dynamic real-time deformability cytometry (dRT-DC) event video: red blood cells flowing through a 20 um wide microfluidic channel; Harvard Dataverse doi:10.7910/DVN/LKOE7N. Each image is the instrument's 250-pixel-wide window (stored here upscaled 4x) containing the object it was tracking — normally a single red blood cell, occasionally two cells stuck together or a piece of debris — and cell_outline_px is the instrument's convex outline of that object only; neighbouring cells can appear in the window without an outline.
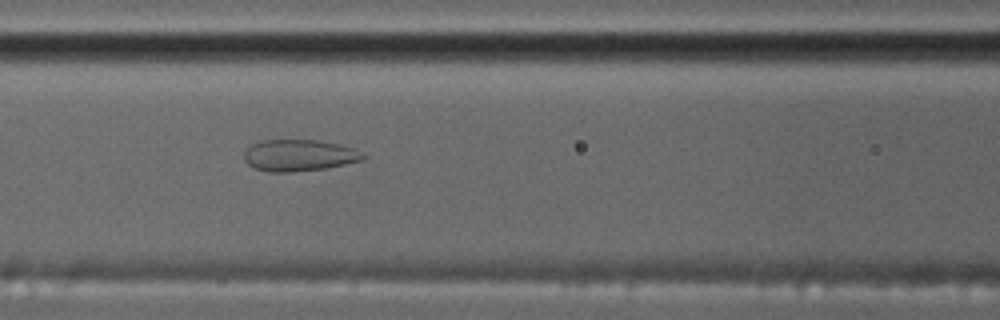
{"species": "common noctule bat (a hibernating species)", "species_latin": "Nyctalus noctula", "temperature_condition": "cold", "stored_images_in_passage": 6, "camera_frame_rate_fps": 3000, "um_per_image_px": 0.085, "animal": {"sex": "male", "body_mass_g": 17.5, "forearm_length_mm": 52.3}, "frame": {"image": 1, "passage_image": 3, "time_ms": 2.333, "image_size_px": [1000, 320], "cell_outline_px": [[368, 156], [364, 160], [328, 168], [292, 172], [268, 172], [256, 168], [248, 164], [244, 160], [244, 152], [252, 144], [260, 140], [316, 140], [340, 144], [352, 148]], "centroid_in_image_um": [25.44, 13.21], "position_along_channel_um": 141.2, "area_um2": 22.02}}